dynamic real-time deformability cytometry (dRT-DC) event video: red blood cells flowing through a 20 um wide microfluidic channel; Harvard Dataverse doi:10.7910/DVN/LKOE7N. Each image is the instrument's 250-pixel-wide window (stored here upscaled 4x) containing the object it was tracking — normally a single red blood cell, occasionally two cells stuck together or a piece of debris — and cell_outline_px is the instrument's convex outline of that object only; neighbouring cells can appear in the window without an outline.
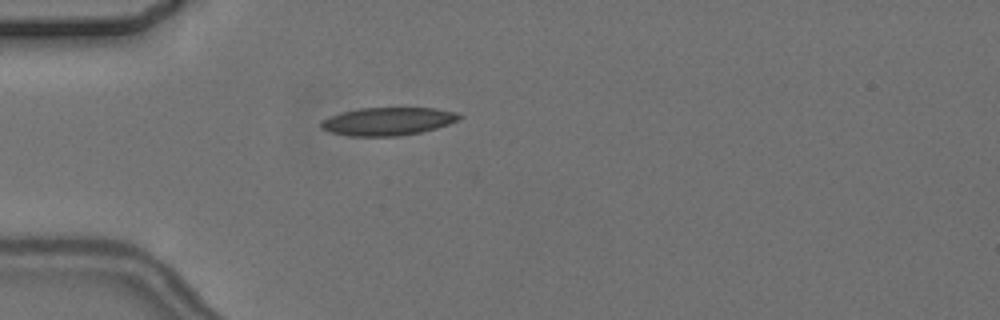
{"species": "common noctule bat (a hibernating species)", "species_latin": "Nyctalus noctula", "temperature_condition": "cold", "stored_images_in_passage": 1, "camera_frame_rate_fps": 3000, "um_per_image_px": 0.085, "animal": {"sex": "female", "body_mass_g": 24.6, "forearm_length_mm": 56.2}, "frame": {"image": 1, "passage_image": 1, "time_ms": 0.0, "image_size_px": [1000, 320], "cell_outline_px": [[464, 116], [448, 124], [436, 128], [420, 132], [400, 136], [348, 136], [328, 132], [320, 128], [320, 120], [340, 112], [360, 108], [436, 108], [456, 112]], "centroid_in_image_um": [32.91, 10.31], "position_along_channel_um": 52.1, "area_um2": 22.72}}